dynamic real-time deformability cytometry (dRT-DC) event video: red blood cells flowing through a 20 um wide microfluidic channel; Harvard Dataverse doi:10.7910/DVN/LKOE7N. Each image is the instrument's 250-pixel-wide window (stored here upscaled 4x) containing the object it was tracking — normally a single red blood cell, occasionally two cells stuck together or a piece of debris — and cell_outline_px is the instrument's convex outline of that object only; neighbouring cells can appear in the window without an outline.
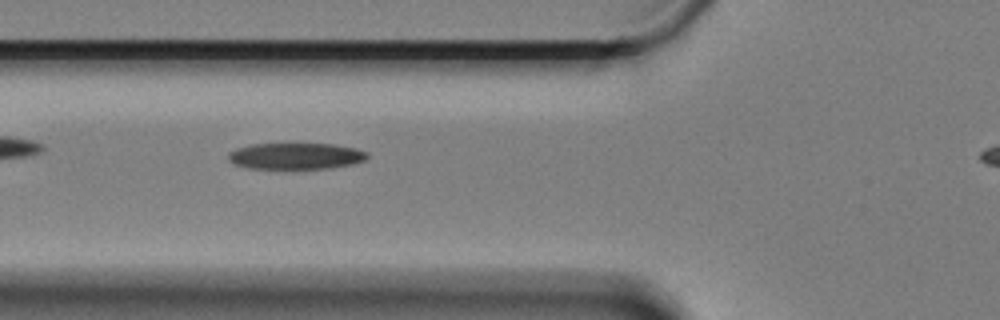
{"species": "Egyptian fruit bat (a non-hibernating species)", "species_latin": "Rousettus aegyptiacus", "temperature_condition": "cold", "stored_images_in_passage": 36, "camera_frame_rate_fps": 3000, "um_per_image_px": 0.085, "animal": {"sex": "female"}, "frame": {"image": 1, "passage_image": 4, "time_ms": 1.0, "image_size_px": [1000, 320], "cell_outline_px": [[368, 156], [364, 160], [352, 164], [332, 168], [248, 168], [236, 164], [228, 160], [228, 152], [236, 148], [252, 144], [332, 144], [356, 148], [368, 152]], "centroid_in_image_um": [25.14, 13.26], "position_along_channel_um": 100.7, "area_um2": 21.21}}
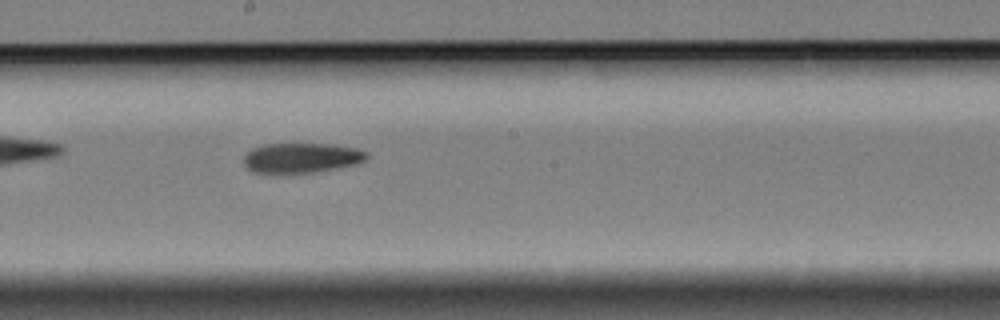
{"frame": {"image": 2, "passage_image": 15, "time_ms": 4.667, "image_size_px": [1000, 320], "cell_outline_px": [[368, 156], [364, 160], [356, 164], [312, 172], [252, 172], [244, 164], [244, 156], [252, 148], [264, 144], [328, 144], [356, 148], [368, 152]], "centroid_in_image_um": [25.62, 13.4], "position_along_channel_um": 222.6, "area_um2": 21.04}}
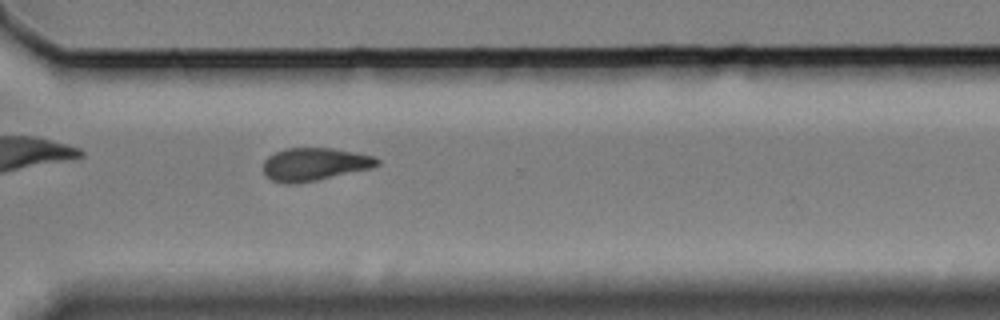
{"frame": {"image": 3, "passage_image": 26, "time_ms": 8.333, "image_size_px": [1000, 320], "cell_outline_px": [[380, 164], [372, 168], [316, 180], [296, 184], [284, 184], [272, 180], [264, 172], [264, 160], [268, 156], [284, 148], [332, 148], [356, 152], [372, 156], [380, 160]], "centroid_in_image_um": [26.74, 13.96], "position_along_channel_um": 343.9, "area_um2": 21.79}}